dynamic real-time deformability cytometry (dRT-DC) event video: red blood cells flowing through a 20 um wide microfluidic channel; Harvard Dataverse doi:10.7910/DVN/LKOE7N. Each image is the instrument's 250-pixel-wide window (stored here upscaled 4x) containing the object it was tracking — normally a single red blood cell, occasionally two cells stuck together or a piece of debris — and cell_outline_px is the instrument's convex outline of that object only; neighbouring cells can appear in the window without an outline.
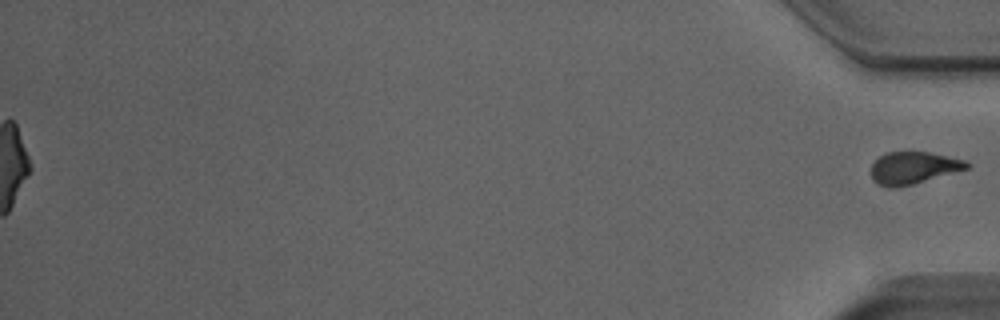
{"species": "Egyptian fruit bat (a non-hibernating species)", "species_latin": "Rousettus aegyptiacus", "temperature_condition": "room temperature", "stored_images_in_passage": 41, "segment_of_instrument_passage": [2, 2], "camera_frame_rate_fps": 3000, "um_per_image_px": 0.085, "animal": {"sex": "male"}, "frame": {"image": 1, "passage_image": 41, "time_ms": 13.333, "image_size_px": [1000, 320], "cell_outline_px": [[972, 164], [968, 168], [912, 184], [896, 188], [888, 188], [876, 184], [872, 180], [868, 172], [872, 164], [880, 156], [888, 152], [928, 152], [968, 160]], "centroid_in_image_um": [77.59, 14.27], "position_along_channel_um": 357.6, "area_um2": 18.15}}